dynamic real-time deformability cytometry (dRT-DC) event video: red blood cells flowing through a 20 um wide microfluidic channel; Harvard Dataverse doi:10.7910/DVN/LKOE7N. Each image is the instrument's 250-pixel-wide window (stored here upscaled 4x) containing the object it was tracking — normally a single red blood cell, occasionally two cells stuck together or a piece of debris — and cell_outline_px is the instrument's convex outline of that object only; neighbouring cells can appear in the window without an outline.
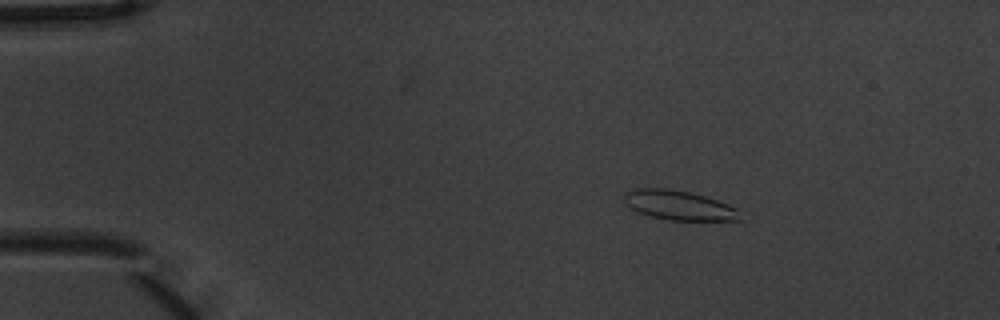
{"species": "common noctule bat (a hibernating species)", "species_latin": "Nyctalus noctula", "temperature_condition": "warm", "stored_images_in_passage": 7, "camera_frame_rate_fps": 3000, "um_per_image_px": 0.085, "animal": {"sex": "male", "body_mass_g": 20.1, "forearm_length_mm": 53.5}, "frame": {"image": 1, "passage_image": 3, "time_ms": 0.667, "image_size_px": [1000, 320], "cell_outline_px": [[744, 220], [668, 220], [636, 212], [624, 200], [624, 196], [628, 192], [636, 188], [668, 188], [688, 192], [704, 196], [728, 204], [736, 208]], "centroid_in_image_um": [57.73, 17.45], "position_along_channel_um": 27.3, "area_um2": 19.71}}
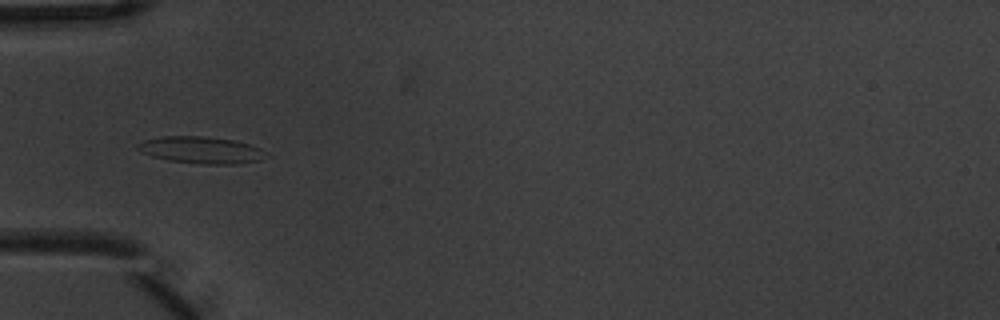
{"frame": {"image": 2, "passage_image": 5, "time_ms": 1.333, "image_size_px": [1000, 320], "cell_outline_px": [[260, 160], [236, 164], [200, 164], [168, 160], [152, 156], [140, 152], [136, 148], [136, 144], [144, 140], [164, 136], [204, 136], [236, 140], [260, 148]], "centroid_in_image_um": [16.98, 12.74], "position_along_channel_um": 68.0, "area_um2": 19.83}}
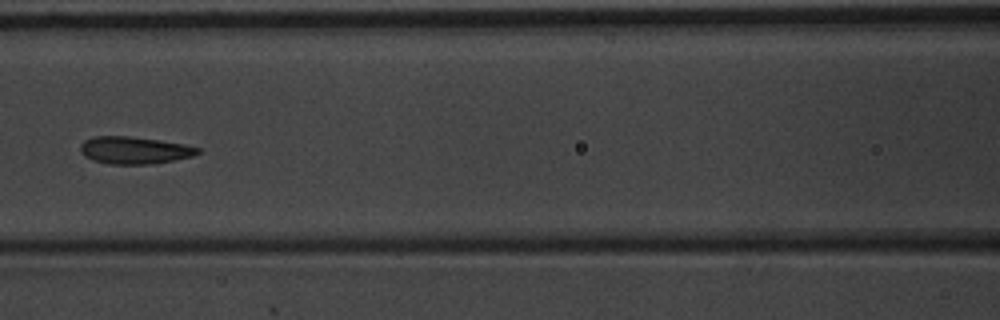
{"frame": {"image": 3, "passage_image": 7, "time_ms": 2.0, "image_size_px": [1000, 320], "cell_outline_px": [[200, 152], [192, 156], [152, 164], [108, 164], [92, 160], [84, 156], [80, 152], [80, 144], [84, 140], [96, 136], [128, 136], [160, 140], [184, 144], [200, 148]], "centroid_in_image_um": [11.39, 12.77], "position_along_channel_um": 155.2, "area_um2": 18.67}}